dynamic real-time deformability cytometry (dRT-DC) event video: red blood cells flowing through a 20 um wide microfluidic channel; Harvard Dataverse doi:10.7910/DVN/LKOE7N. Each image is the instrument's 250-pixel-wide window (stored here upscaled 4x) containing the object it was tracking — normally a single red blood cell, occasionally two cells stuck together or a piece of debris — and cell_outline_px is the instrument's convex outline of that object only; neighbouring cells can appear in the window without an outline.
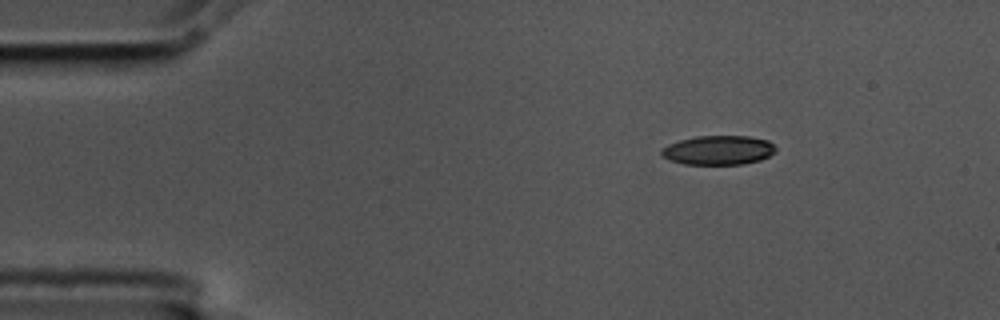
{"species": "common noctule bat (a hibernating species)", "species_latin": "Nyctalus noctula", "temperature_condition": "cold", "stored_images_in_passage": 49, "camera_frame_rate_fps": 3000, "um_per_image_px": 0.085, "animal": {"sex": "male", "body_mass_g": 17.5, "forearm_length_mm": 52.3}, "frame": {"image": 1, "passage_image": 1, "time_ms": 0.0, "image_size_px": [1000, 320], "cell_outline_px": [[776, 152], [760, 160], [744, 164], [684, 164], [660, 156], [660, 152], [668, 144], [680, 140], [696, 136], [748, 136], [768, 140], [776, 148]], "centroid_in_image_um": [61.07, 12.76], "position_along_channel_um": 23.9, "area_um2": 19.42}}
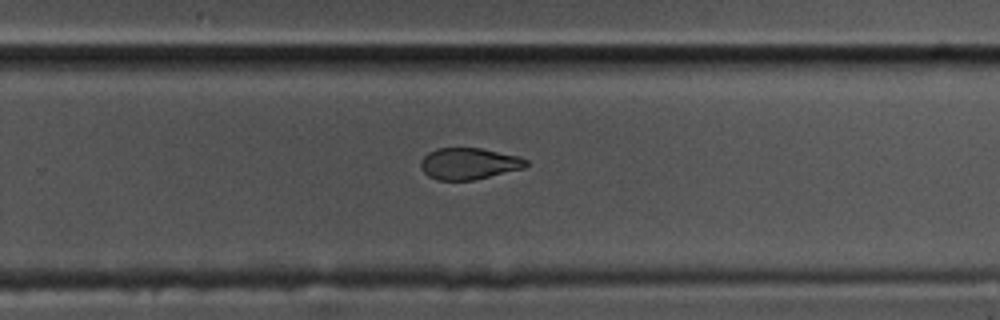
{"frame": {"image": 2, "passage_image": 29, "time_ms": 9.333, "image_size_px": [1000, 320], "cell_outline_px": [[528, 164], [524, 168], [472, 180], [436, 180], [428, 176], [420, 168], [420, 160], [428, 152], [436, 148], [480, 148], [520, 156], [528, 160]], "centroid_in_image_um": [39.83, 13.9], "position_along_channel_um": 290.0, "area_um2": 19.42}}
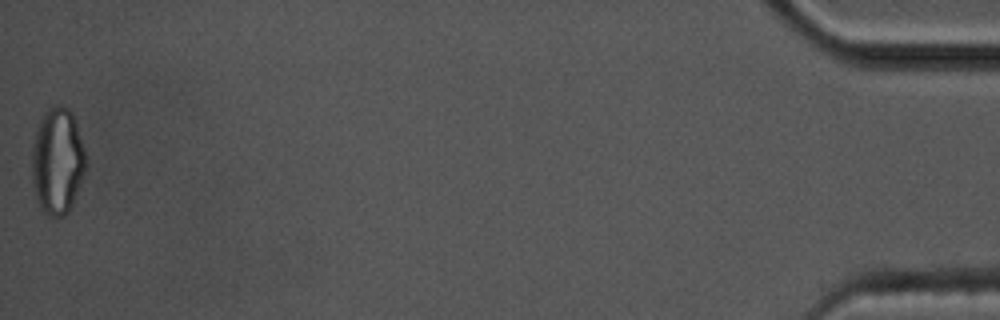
{"frame": {"image": 3, "passage_image": 49, "time_ms": 16.0, "image_size_px": [1000, 320], "cell_outline_px": [[88, 164], [72, 204], [68, 212], [64, 216], [48, 216], [40, 208], [36, 200], [32, 184], [32, 144], [40, 116], [52, 104], [60, 104], [68, 108], [72, 112], [76, 120], [88, 160]], "centroid_in_image_um": [4.88, 13.65], "position_along_channel_um": 430.3, "area_um2": 34.28}, "authors_computed_cell_mechanics": {"area_um2": 21.097, "velocity_mm_per_s": 3.577, "shape_relaxation_time_tau1_ms": null, "shape_relaxation_time_tau2_ms": 3.4832, "deformation_change_tau1": null, "deformation_change_tau2": 0.0927}}